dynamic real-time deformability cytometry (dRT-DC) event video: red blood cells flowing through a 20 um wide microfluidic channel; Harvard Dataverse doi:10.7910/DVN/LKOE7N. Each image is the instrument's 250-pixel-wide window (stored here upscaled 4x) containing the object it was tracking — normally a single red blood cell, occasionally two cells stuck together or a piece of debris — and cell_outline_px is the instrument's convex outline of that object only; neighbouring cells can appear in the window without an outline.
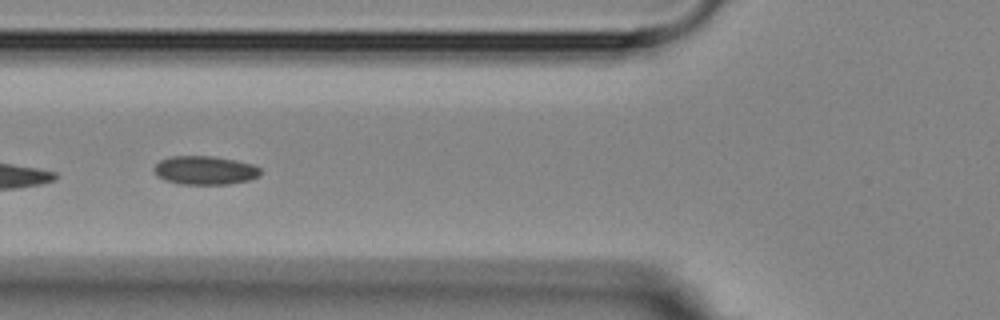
{"species": "Egyptian fruit bat (a non-hibernating species)", "species_latin": "Rousettus aegyptiacus", "temperature_condition": "room temperature", "stored_images_in_passage": 7, "camera_frame_rate_fps": 3000, "um_per_image_px": 0.085, "animal": {"sex": "female"}, "frame": {"image": 1, "passage_image": 5, "time_ms": 5.0, "image_size_px": [1000, 320], "cell_outline_px": [[260, 176], [248, 180], [228, 184], [180, 184], [164, 180], [156, 176], [152, 168], [160, 160], [172, 156], [212, 156], [236, 160], [252, 164], [260, 168]], "centroid_in_image_um": [17.39, 14.47], "position_along_channel_um": 108.4, "area_um2": 17.86}}
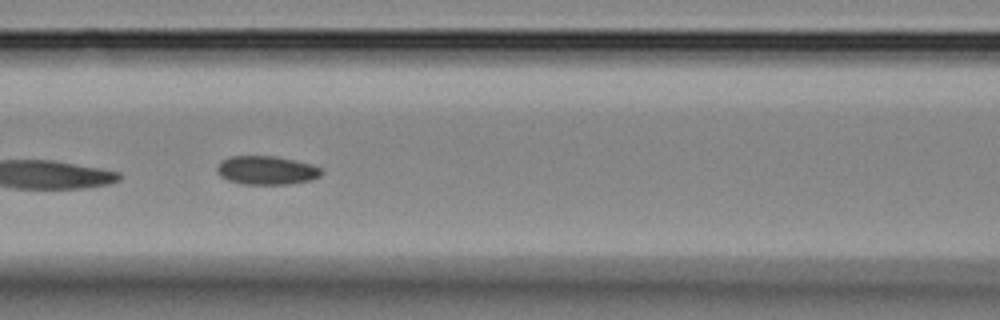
{"frame": {"image": 2, "passage_image": 6, "time_ms": 6.0, "image_size_px": [1000, 320], "cell_outline_px": [[324, 172], [320, 176], [308, 180], [288, 184], [244, 184], [228, 180], [220, 176], [216, 172], [216, 164], [220, 160], [232, 156], [276, 156], [296, 160], [312, 164], [320, 168]], "centroid_in_image_um": [22.62, 14.46], "position_along_channel_um": 144.0, "area_um2": 17.57}}
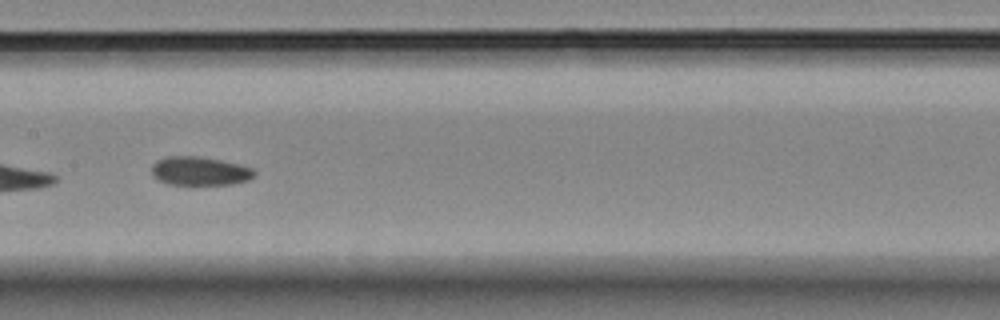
{"frame": {"image": 3, "passage_image": 7, "time_ms": 7.333, "image_size_px": [1000, 320], "cell_outline_px": [[256, 172], [248, 180], [232, 184], [168, 184], [152, 176], [152, 164], [156, 160], [168, 156], [196, 156], [220, 160], [252, 168]], "centroid_in_image_um": [16.94, 14.53], "position_along_channel_um": 190.5, "area_um2": 16.94}}